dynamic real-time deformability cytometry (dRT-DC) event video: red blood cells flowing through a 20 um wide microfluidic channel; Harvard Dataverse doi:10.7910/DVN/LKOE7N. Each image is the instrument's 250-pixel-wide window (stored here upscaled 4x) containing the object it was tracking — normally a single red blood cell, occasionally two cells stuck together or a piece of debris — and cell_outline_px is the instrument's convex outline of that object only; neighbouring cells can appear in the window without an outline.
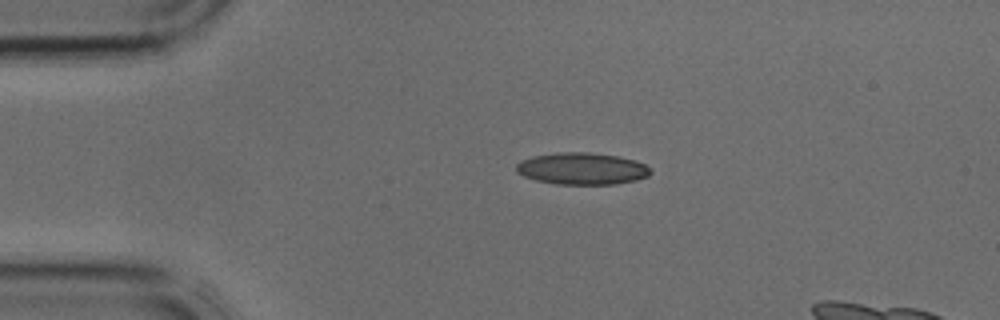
{"species": "common noctule bat (a hibernating species)", "species_latin": "Nyctalus noctula", "temperature_condition": "cold", "stored_images_in_passage": 3, "camera_frame_rate_fps": 3000, "um_per_image_px": 0.085, "animal": {"sex": "male", "body_mass_g": 17.9, "forearm_length_mm": 54.2}, "frame": {"image": 1, "passage_image": 1, "time_ms": 0.0, "image_size_px": [1000, 320], "cell_outline_px": [[652, 172], [648, 176], [636, 180], [616, 184], [556, 184], [536, 180], [524, 176], [516, 172], [516, 164], [520, 160], [532, 156], [556, 152], [588, 152], [616, 156], [636, 160], [644, 164]], "centroid_in_image_um": [49.44, 14.33], "position_along_channel_um": 35.6, "area_um2": 25.03}}